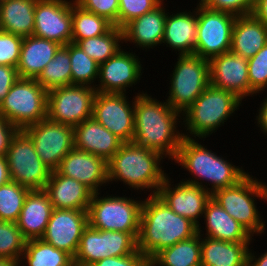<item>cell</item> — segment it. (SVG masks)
<instances>
[{
    "label": "cell",
    "instance_id": "7402d4cb",
    "mask_svg": "<svg viewBox=\"0 0 267 266\" xmlns=\"http://www.w3.org/2000/svg\"><path fill=\"white\" fill-rule=\"evenodd\" d=\"M74 129V148L97 155L108 162L124 143L93 117Z\"/></svg>",
    "mask_w": 267,
    "mask_h": 266
},
{
    "label": "cell",
    "instance_id": "e0dca14e",
    "mask_svg": "<svg viewBox=\"0 0 267 266\" xmlns=\"http://www.w3.org/2000/svg\"><path fill=\"white\" fill-rule=\"evenodd\" d=\"M140 58L133 52L118 50L106 62L99 64L97 92L127 94L126 89L140 82L143 72ZM126 88V89H125Z\"/></svg>",
    "mask_w": 267,
    "mask_h": 266
},
{
    "label": "cell",
    "instance_id": "bcb514c9",
    "mask_svg": "<svg viewBox=\"0 0 267 266\" xmlns=\"http://www.w3.org/2000/svg\"><path fill=\"white\" fill-rule=\"evenodd\" d=\"M19 78L16 67L0 65V104Z\"/></svg>",
    "mask_w": 267,
    "mask_h": 266
},
{
    "label": "cell",
    "instance_id": "4316f807",
    "mask_svg": "<svg viewBox=\"0 0 267 266\" xmlns=\"http://www.w3.org/2000/svg\"><path fill=\"white\" fill-rule=\"evenodd\" d=\"M267 44V25L253 13L235 18L231 52L250 59Z\"/></svg>",
    "mask_w": 267,
    "mask_h": 266
},
{
    "label": "cell",
    "instance_id": "8fae6325",
    "mask_svg": "<svg viewBox=\"0 0 267 266\" xmlns=\"http://www.w3.org/2000/svg\"><path fill=\"white\" fill-rule=\"evenodd\" d=\"M6 159L11 181L30 190H44L52 170L41 161L33 142L22 130L12 138Z\"/></svg>",
    "mask_w": 267,
    "mask_h": 266
},
{
    "label": "cell",
    "instance_id": "d590c367",
    "mask_svg": "<svg viewBox=\"0 0 267 266\" xmlns=\"http://www.w3.org/2000/svg\"><path fill=\"white\" fill-rule=\"evenodd\" d=\"M123 43V30L113 26L107 33L84 40H79L77 44L90 58L98 64L106 62L118 50L121 49L119 43Z\"/></svg>",
    "mask_w": 267,
    "mask_h": 266
},
{
    "label": "cell",
    "instance_id": "cb8c5ba5",
    "mask_svg": "<svg viewBox=\"0 0 267 266\" xmlns=\"http://www.w3.org/2000/svg\"><path fill=\"white\" fill-rule=\"evenodd\" d=\"M163 1L152 11L131 20L123 28V41H128L135 46L154 48L162 44L164 37L165 21L167 17Z\"/></svg>",
    "mask_w": 267,
    "mask_h": 266
},
{
    "label": "cell",
    "instance_id": "f6af8a7d",
    "mask_svg": "<svg viewBox=\"0 0 267 266\" xmlns=\"http://www.w3.org/2000/svg\"><path fill=\"white\" fill-rule=\"evenodd\" d=\"M91 266H149V261L137 250L135 253L125 256L104 258Z\"/></svg>",
    "mask_w": 267,
    "mask_h": 266
},
{
    "label": "cell",
    "instance_id": "681fc988",
    "mask_svg": "<svg viewBox=\"0 0 267 266\" xmlns=\"http://www.w3.org/2000/svg\"><path fill=\"white\" fill-rule=\"evenodd\" d=\"M252 13L267 25V0H256Z\"/></svg>",
    "mask_w": 267,
    "mask_h": 266
},
{
    "label": "cell",
    "instance_id": "83f0119b",
    "mask_svg": "<svg viewBox=\"0 0 267 266\" xmlns=\"http://www.w3.org/2000/svg\"><path fill=\"white\" fill-rule=\"evenodd\" d=\"M62 45L31 35L24 37L17 71L20 78L36 79Z\"/></svg>",
    "mask_w": 267,
    "mask_h": 266
},
{
    "label": "cell",
    "instance_id": "d6986e66",
    "mask_svg": "<svg viewBox=\"0 0 267 266\" xmlns=\"http://www.w3.org/2000/svg\"><path fill=\"white\" fill-rule=\"evenodd\" d=\"M168 175L164 178L163 184L159 187L157 195L176 214L190 219L197 226H200L199 218L204 214V210L212 194L200 186L192 185L180 181L174 187L171 185ZM171 186V187H170Z\"/></svg>",
    "mask_w": 267,
    "mask_h": 266
},
{
    "label": "cell",
    "instance_id": "74e56055",
    "mask_svg": "<svg viewBox=\"0 0 267 266\" xmlns=\"http://www.w3.org/2000/svg\"><path fill=\"white\" fill-rule=\"evenodd\" d=\"M29 191L14 181L0 186V220L16 223Z\"/></svg>",
    "mask_w": 267,
    "mask_h": 266
},
{
    "label": "cell",
    "instance_id": "f907efd6",
    "mask_svg": "<svg viewBox=\"0 0 267 266\" xmlns=\"http://www.w3.org/2000/svg\"><path fill=\"white\" fill-rule=\"evenodd\" d=\"M11 181L6 156H0V186Z\"/></svg>",
    "mask_w": 267,
    "mask_h": 266
},
{
    "label": "cell",
    "instance_id": "484cf974",
    "mask_svg": "<svg viewBox=\"0 0 267 266\" xmlns=\"http://www.w3.org/2000/svg\"><path fill=\"white\" fill-rule=\"evenodd\" d=\"M196 10V11H195ZM194 13V14H193ZM165 21L164 37L162 43L178 50L179 55H192L195 52L198 18L197 7L194 11H177L168 15Z\"/></svg>",
    "mask_w": 267,
    "mask_h": 266
},
{
    "label": "cell",
    "instance_id": "7bdbcfd3",
    "mask_svg": "<svg viewBox=\"0 0 267 266\" xmlns=\"http://www.w3.org/2000/svg\"><path fill=\"white\" fill-rule=\"evenodd\" d=\"M81 8L104 17L118 27L119 0H74Z\"/></svg>",
    "mask_w": 267,
    "mask_h": 266
},
{
    "label": "cell",
    "instance_id": "f35d334b",
    "mask_svg": "<svg viewBox=\"0 0 267 266\" xmlns=\"http://www.w3.org/2000/svg\"><path fill=\"white\" fill-rule=\"evenodd\" d=\"M26 241L15 222L0 220V258L20 260Z\"/></svg>",
    "mask_w": 267,
    "mask_h": 266
},
{
    "label": "cell",
    "instance_id": "60d3db41",
    "mask_svg": "<svg viewBox=\"0 0 267 266\" xmlns=\"http://www.w3.org/2000/svg\"><path fill=\"white\" fill-rule=\"evenodd\" d=\"M164 0H119L118 28L152 11Z\"/></svg>",
    "mask_w": 267,
    "mask_h": 266
},
{
    "label": "cell",
    "instance_id": "d6a6232c",
    "mask_svg": "<svg viewBox=\"0 0 267 266\" xmlns=\"http://www.w3.org/2000/svg\"><path fill=\"white\" fill-rule=\"evenodd\" d=\"M24 261L28 266H75L74 258L70 254L55 248L41 238L26 241L20 263Z\"/></svg>",
    "mask_w": 267,
    "mask_h": 266
},
{
    "label": "cell",
    "instance_id": "c3c4849f",
    "mask_svg": "<svg viewBox=\"0 0 267 266\" xmlns=\"http://www.w3.org/2000/svg\"><path fill=\"white\" fill-rule=\"evenodd\" d=\"M258 115L256 116L257 125L260 130L267 136V97L260 104Z\"/></svg>",
    "mask_w": 267,
    "mask_h": 266
},
{
    "label": "cell",
    "instance_id": "7dc6e473",
    "mask_svg": "<svg viewBox=\"0 0 267 266\" xmlns=\"http://www.w3.org/2000/svg\"><path fill=\"white\" fill-rule=\"evenodd\" d=\"M18 131L12 122L0 117V156H6L10 142Z\"/></svg>",
    "mask_w": 267,
    "mask_h": 266
},
{
    "label": "cell",
    "instance_id": "44dd1931",
    "mask_svg": "<svg viewBox=\"0 0 267 266\" xmlns=\"http://www.w3.org/2000/svg\"><path fill=\"white\" fill-rule=\"evenodd\" d=\"M56 171L78 180L93 193L99 192L100 186L109 184L107 162L97 155L76 148L71 149L63 157Z\"/></svg>",
    "mask_w": 267,
    "mask_h": 266
},
{
    "label": "cell",
    "instance_id": "ba28073f",
    "mask_svg": "<svg viewBox=\"0 0 267 266\" xmlns=\"http://www.w3.org/2000/svg\"><path fill=\"white\" fill-rule=\"evenodd\" d=\"M93 193L88 208V223L100 230L139 233L142 200ZM113 196V197H112Z\"/></svg>",
    "mask_w": 267,
    "mask_h": 266
},
{
    "label": "cell",
    "instance_id": "30bf717a",
    "mask_svg": "<svg viewBox=\"0 0 267 266\" xmlns=\"http://www.w3.org/2000/svg\"><path fill=\"white\" fill-rule=\"evenodd\" d=\"M138 235L139 233L95 229L88 224L81 236L74 265L91 266L104 258L135 253L138 250Z\"/></svg>",
    "mask_w": 267,
    "mask_h": 266
},
{
    "label": "cell",
    "instance_id": "f1b7e54d",
    "mask_svg": "<svg viewBox=\"0 0 267 266\" xmlns=\"http://www.w3.org/2000/svg\"><path fill=\"white\" fill-rule=\"evenodd\" d=\"M205 236L227 242H251L252 235L212 197L204 210Z\"/></svg>",
    "mask_w": 267,
    "mask_h": 266
},
{
    "label": "cell",
    "instance_id": "d4e9b609",
    "mask_svg": "<svg viewBox=\"0 0 267 266\" xmlns=\"http://www.w3.org/2000/svg\"><path fill=\"white\" fill-rule=\"evenodd\" d=\"M53 205L44 190H30L16 222L23 237L28 241L43 237Z\"/></svg>",
    "mask_w": 267,
    "mask_h": 266
},
{
    "label": "cell",
    "instance_id": "603a6c76",
    "mask_svg": "<svg viewBox=\"0 0 267 266\" xmlns=\"http://www.w3.org/2000/svg\"><path fill=\"white\" fill-rule=\"evenodd\" d=\"M44 191L48 194L53 209L88 211L93 195V192L84 184L71 177L63 176L56 170L52 171Z\"/></svg>",
    "mask_w": 267,
    "mask_h": 266
},
{
    "label": "cell",
    "instance_id": "9c48e42d",
    "mask_svg": "<svg viewBox=\"0 0 267 266\" xmlns=\"http://www.w3.org/2000/svg\"><path fill=\"white\" fill-rule=\"evenodd\" d=\"M177 60L166 102L182 114L210 84L209 60L195 54L179 55Z\"/></svg>",
    "mask_w": 267,
    "mask_h": 266
},
{
    "label": "cell",
    "instance_id": "2e32d148",
    "mask_svg": "<svg viewBox=\"0 0 267 266\" xmlns=\"http://www.w3.org/2000/svg\"><path fill=\"white\" fill-rule=\"evenodd\" d=\"M33 35L65 46L72 38V2L37 0Z\"/></svg>",
    "mask_w": 267,
    "mask_h": 266
},
{
    "label": "cell",
    "instance_id": "ee69618b",
    "mask_svg": "<svg viewBox=\"0 0 267 266\" xmlns=\"http://www.w3.org/2000/svg\"><path fill=\"white\" fill-rule=\"evenodd\" d=\"M204 7L230 13L234 16L248 15L253 12L256 0H199Z\"/></svg>",
    "mask_w": 267,
    "mask_h": 266
},
{
    "label": "cell",
    "instance_id": "3957f363",
    "mask_svg": "<svg viewBox=\"0 0 267 266\" xmlns=\"http://www.w3.org/2000/svg\"><path fill=\"white\" fill-rule=\"evenodd\" d=\"M205 147L198 143V140L183 137L177 156L173 160L193 175V179L182 180L183 182L200 186L213 194L218 189L238 184L249 174L242 167L233 165ZM201 180L208 181V184L210 182L212 187L203 185Z\"/></svg>",
    "mask_w": 267,
    "mask_h": 266
},
{
    "label": "cell",
    "instance_id": "836d02e7",
    "mask_svg": "<svg viewBox=\"0 0 267 266\" xmlns=\"http://www.w3.org/2000/svg\"><path fill=\"white\" fill-rule=\"evenodd\" d=\"M36 81L47 91L71 85L70 43L57 50Z\"/></svg>",
    "mask_w": 267,
    "mask_h": 266
},
{
    "label": "cell",
    "instance_id": "7c38bea8",
    "mask_svg": "<svg viewBox=\"0 0 267 266\" xmlns=\"http://www.w3.org/2000/svg\"><path fill=\"white\" fill-rule=\"evenodd\" d=\"M197 38L194 54L210 60L229 52L232 44V31L236 16L197 5Z\"/></svg>",
    "mask_w": 267,
    "mask_h": 266
},
{
    "label": "cell",
    "instance_id": "6da1fadb",
    "mask_svg": "<svg viewBox=\"0 0 267 266\" xmlns=\"http://www.w3.org/2000/svg\"><path fill=\"white\" fill-rule=\"evenodd\" d=\"M180 114L166 101L159 102L144 91L137 93L132 142L174 160L183 139V133L176 129Z\"/></svg>",
    "mask_w": 267,
    "mask_h": 266
},
{
    "label": "cell",
    "instance_id": "ab89813d",
    "mask_svg": "<svg viewBox=\"0 0 267 266\" xmlns=\"http://www.w3.org/2000/svg\"><path fill=\"white\" fill-rule=\"evenodd\" d=\"M248 79L251 97L267 88V44L248 59Z\"/></svg>",
    "mask_w": 267,
    "mask_h": 266
},
{
    "label": "cell",
    "instance_id": "ac0fdd59",
    "mask_svg": "<svg viewBox=\"0 0 267 266\" xmlns=\"http://www.w3.org/2000/svg\"><path fill=\"white\" fill-rule=\"evenodd\" d=\"M88 224L86 210L53 209L41 239L74 258Z\"/></svg>",
    "mask_w": 267,
    "mask_h": 266
},
{
    "label": "cell",
    "instance_id": "1f68e13d",
    "mask_svg": "<svg viewBox=\"0 0 267 266\" xmlns=\"http://www.w3.org/2000/svg\"><path fill=\"white\" fill-rule=\"evenodd\" d=\"M201 226L198 233L158 252L149 266H201Z\"/></svg>",
    "mask_w": 267,
    "mask_h": 266
},
{
    "label": "cell",
    "instance_id": "4fadbf2b",
    "mask_svg": "<svg viewBox=\"0 0 267 266\" xmlns=\"http://www.w3.org/2000/svg\"><path fill=\"white\" fill-rule=\"evenodd\" d=\"M97 91L85 85H69L48 91L47 118L53 122L79 125L92 118Z\"/></svg>",
    "mask_w": 267,
    "mask_h": 266
},
{
    "label": "cell",
    "instance_id": "e575fe53",
    "mask_svg": "<svg viewBox=\"0 0 267 266\" xmlns=\"http://www.w3.org/2000/svg\"><path fill=\"white\" fill-rule=\"evenodd\" d=\"M114 25L104 17L86 11L72 1V38L71 43L79 40L101 36Z\"/></svg>",
    "mask_w": 267,
    "mask_h": 266
},
{
    "label": "cell",
    "instance_id": "ffe728a7",
    "mask_svg": "<svg viewBox=\"0 0 267 266\" xmlns=\"http://www.w3.org/2000/svg\"><path fill=\"white\" fill-rule=\"evenodd\" d=\"M210 84L230 91L240 100L250 96L248 59L231 51L209 60Z\"/></svg>",
    "mask_w": 267,
    "mask_h": 266
},
{
    "label": "cell",
    "instance_id": "f546056e",
    "mask_svg": "<svg viewBox=\"0 0 267 266\" xmlns=\"http://www.w3.org/2000/svg\"><path fill=\"white\" fill-rule=\"evenodd\" d=\"M249 244L201 236V266H247Z\"/></svg>",
    "mask_w": 267,
    "mask_h": 266
},
{
    "label": "cell",
    "instance_id": "8d00e7d4",
    "mask_svg": "<svg viewBox=\"0 0 267 266\" xmlns=\"http://www.w3.org/2000/svg\"><path fill=\"white\" fill-rule=\"evenodd\" d=\"M70 65L71 85L96 87L95 81L98 80L99 64L75 43H70Z\"/></svg>",
    "mask_w": 267,
    "mask_h": 266
},
{
    "label": "cell",
    "instance_id": "52a82bcc",
    "mask_svg": "<svg viewBox=\"0 0 267 266\" xmlns=\"http://www.w3.org/2000/svg\"><path fill=\"white\" fill-rule=\"evenodd\" d=\"M48 91L36 79L19 78L0 104V117L19 130L47 118Z\"/></svg>",
    "mask_w": 267,
    "mask_h": 266
},
{
    "label": "cell",
    "instance_id": "5bb4252c",
    "mask_svg": "<svg viewBox=\"0 0 267 266\" xmlns=\"http://www.w3.org/2000/svg\"><path fill=\"white\" fill-rule=\"evenodd\" d=\"M22 131L31 139L41 161L52 171L63 157L74 148V129L48 118L31 124Z\"/></svg>",
    "mask_w": 267,
    "mask_h": 266
},
{
    "label": "cell",
    "instance_id": "9a60e30c",
    "mask_svg": "<svg viewBox=\"0 0 267 266\" xmlns=\"http://www.w3.org/2000/svg\"><path fill=\"white\" fill-rule=\"evenodd\" d=\"M126 94L97 92L93 102L92 117L124 143L134 136L135 96L132 104Z\"/></svg>",
    "mask_w": 267,
    "mask_h": 266
},
{
    "label": "cell",
    "instance_id": "b9f144b4",
    "mask_svg": "<svg viewBox=\"0 0 267 266\" xmlns=\"http://www.w3.org/2000/svg\"><path fill=\"white\" fill-rule=\"evenodd\" d=\"M23 37L0 30V65L17 67Z\"/></svg>",
    "mask_w": 267,
    "mask_h": 266
},
{
    "label": "cell",
    "instance_id": "5b68a950",
    "mask_svg": "<svg viewBox=\"0 0 267 266\" xmlns=\"http://www.w3.org/2000/svg\"><path fill=\"white\" fill-rule=\"evenodd\" d=\"M240 100L235 94L211 84L192 105L181 115L188 133L183 137L203 139L215 133L218 127L224 125L232 113H235L241 106ZM185 116V117H184Z\"/></svg>",
    "mask_w": 267,
    "mask_h": 266
},
{
    "label": "cell",
    "instance_id": "f5cc1de1",
    "mask_svg": "<svg viewBox=\"0 0 267 266\" xmlns=\"http://www.w3.org/2000/svg\"><path fill=\"white\" fill-rule=\"evenodd\" d=\"M20 260L0 258V266H20Z\"/></svg>",
    "mask_w": 267,
    "mask_h": 266
},
{
    "label": "cell",
    "instance_id": "4dcf8cb0",
    "mask_svg": "<svg viewBox=\"0 0 267 266\" xmlns=\"http://www.w3.org/2000/svg\"><path fill=\"white\" fill-rule=\"evenodd\" d=\"M37 0H1L0 30L29 37L34 32V13Z\"/></svg>",
    "mask_w": 267,
    "mask_h": 266
},
{
    "label": "cell",
    "instance_id": "277c9868",
    "mask_svg": "<svg viewBox=\"0 0 267 266\" xmlns=\"http://www.w3.org/2000/svg\"><path fill=\"white\" fill-rule=\"evenodd\" d=\"M163 156L154 150L125 142L107 162L108 182L122 181L134 190L148 189L156 195L164 178L168 175L162 170Z\"/></svg>",
    "mask_w": 267,
    "mask_h": 266
},
{
    "label": "cell",
    "instance_id": "816d5d0a",
    "mask_svg": "<svg viewBox=\"0 0 267 266\" xmlns=\"http://www.w3.org/2000/svg\"><path fill=\"white\" fill-rule=\"evenodd\" d=\"M249 249L248 251V264L247 266H267V251L264 254H261L258 258L255 257L254 252Z\"/></svg>",
    "mask_w": 267,
    "mask_h": 266
},
{
    "label": "cell",
    "instance_id": "8992f818",
    "mask_svg": "<svg viewBox=\"0 0 267 266\" xmlns=\"http://www.w3.org/2000/svg\"><path fill=\"white\" fill-rule=\"evenodd\" d=\"M212 198L254 237L265 230V221L257 209L256 198L267 201V185L247 175L238 184L216 190ZM255 199V200H254Z\"/></svg>",
    "mask_w": 267,
    "mask_h": 266
},
{
    "label": "cell",
    "instance_id": "7a4b0ae2",
    "mask_svg": "<svg viewBox=\"0 0 267 266\" xmlns=\"http://www.w3.org/2000/svg\"><path fill=\"white\" fill-rule=\"evenodd\" d=\"M197 233L195 223L172 211L157 194L143 200L137 248L148 261L161 250Z\"/></svg>",
    "mask_w": 267,
    "mask_h": 266
}]
</instances>
